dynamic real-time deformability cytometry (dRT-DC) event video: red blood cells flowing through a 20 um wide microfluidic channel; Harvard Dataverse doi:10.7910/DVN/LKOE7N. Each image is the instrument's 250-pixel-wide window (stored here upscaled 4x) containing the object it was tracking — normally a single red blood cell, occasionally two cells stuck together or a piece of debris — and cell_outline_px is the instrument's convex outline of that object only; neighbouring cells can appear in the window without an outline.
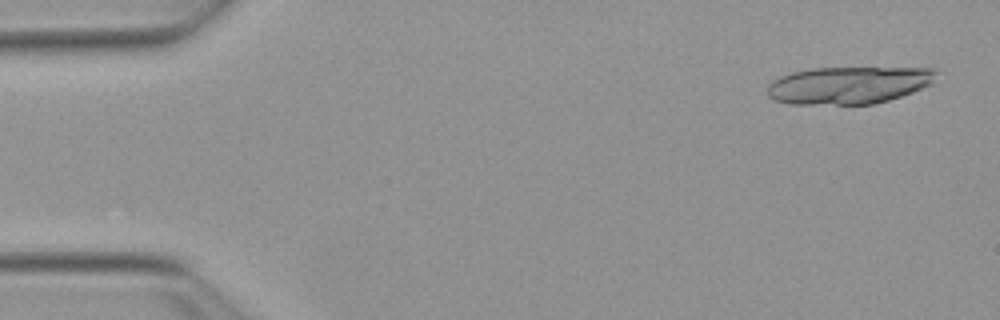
{"species": "Egyptian fruit bat (a non-hibernating species)", "species_latin": "Rousettus aegyptiacus", "temperature_condition": "warm", "stored_images_in_passage": 17, "camera_frame_rate_fps": 3000, "um_per_image_px": 0.085, "animal": {"sex": "female"}, "frame": {"image": 1, "passage_image": 2, "time_ms": 0.333, "image_size_px": [1000, 320], "cell_outline_px": [[936, 72], [932, 84], [912, 92], [888, 100], [872, 104], [792, 104], [776, 100], [768, 96], [768, 84], [772, 80], [780, 76], [792, 72], [812, 68], [932, 68]], "centroid_in_image_um": [72.11, 7.23], "position_along_channel_um": 12.9, "area_um2": 36.59}}